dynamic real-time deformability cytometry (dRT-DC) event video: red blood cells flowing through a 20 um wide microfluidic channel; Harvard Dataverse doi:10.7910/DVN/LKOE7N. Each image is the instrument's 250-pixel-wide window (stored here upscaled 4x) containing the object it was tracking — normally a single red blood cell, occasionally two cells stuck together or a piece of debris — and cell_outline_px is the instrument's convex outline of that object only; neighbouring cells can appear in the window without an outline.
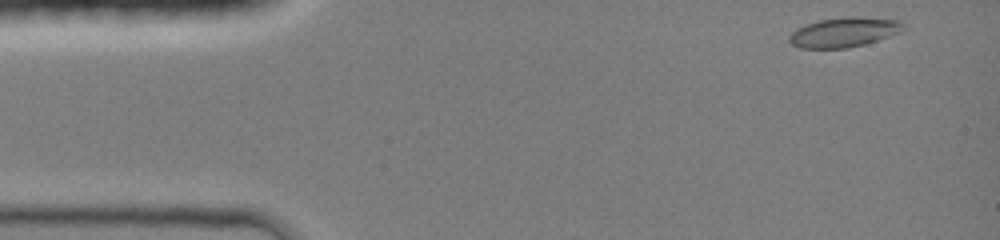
{"species": "common noctule bat (a hibernating species)", "species_latin": "Nyctalus noctula", "temperature_condition": "room temperature", "stored_images_in_passage": 39, "camera_frame_rate_fps": 3000, "um_per_image_px": 0.085, "animal": {"sex": "female", "body_mass_g": 19.0, "forearm_length_mm": 51.5}, "frame": {"image": 1, "passage_image": 1, "time_ms": 0.0, "image_size_px": [1000, 240], "cell_outline_px": [[908, 28], [900, 32], [864, 44], [848, 48], [800, 48], [792, 44], [788, 40], [788, 36], [796, 28], [820, 20], [844, 16], [856, 16], [900, 20]], "centroid_in_image_um": [71.76, 2.73], "position_along_channel_um": 13.2, "area_um2": 19.83}}
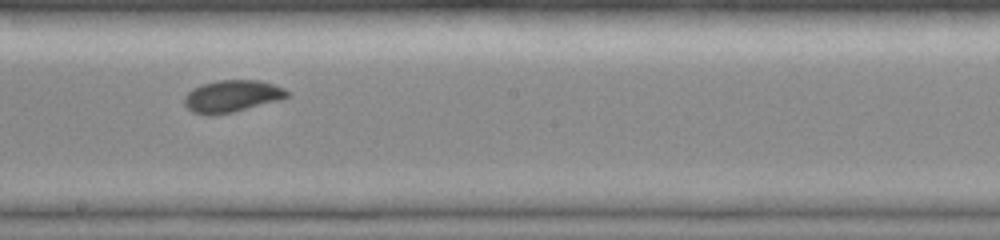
{"frame": {"image": 2, "passage_image": 23, "time_ms": 7.333, "image_size_px": [1000, 240], "cell_outline_px": [[288, 96], [280, 100], [232, 112], [208, 116], [192, 112], [184, 104], [184, 96], [192, 88], [204, 84], [220, 80], [260, 80], [284, 88], [288, 92]], "centroid_in_image_um": [19.69, 8.18], "position_along_channel_um": 228.5, "area_um2": 19.07}}
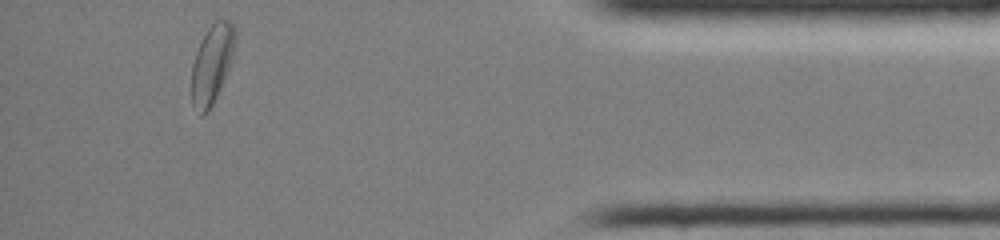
{"frame": {"image": 3, "passage_image": 39, "time_ms": 12.667, "image_size_px": [1000, 240], "cell_outline_px": [[236, 40], [232, 60], [220, 88], [208, 112], [204, 116], [200, 116], [192, 104], [192, 64], [196, 52], [208, 28], [220, 16], [228, 20], [236, 28]], "centroid_in_image_um": [18.03, 5.41], "position_along_channel_um": 417.2, "area_um2": 20.06}, "authors_computed_cell_mechanics": {"area_um2": 19.074, "velocity_mm_per_s": 4.2195, "shape_relaxation_time_tau1_ms": 3.5052, "shape_relaxation_time_tau2_ms": null, "deformation_change_tau1": 0.106, "deformation_change_tau2": null}}